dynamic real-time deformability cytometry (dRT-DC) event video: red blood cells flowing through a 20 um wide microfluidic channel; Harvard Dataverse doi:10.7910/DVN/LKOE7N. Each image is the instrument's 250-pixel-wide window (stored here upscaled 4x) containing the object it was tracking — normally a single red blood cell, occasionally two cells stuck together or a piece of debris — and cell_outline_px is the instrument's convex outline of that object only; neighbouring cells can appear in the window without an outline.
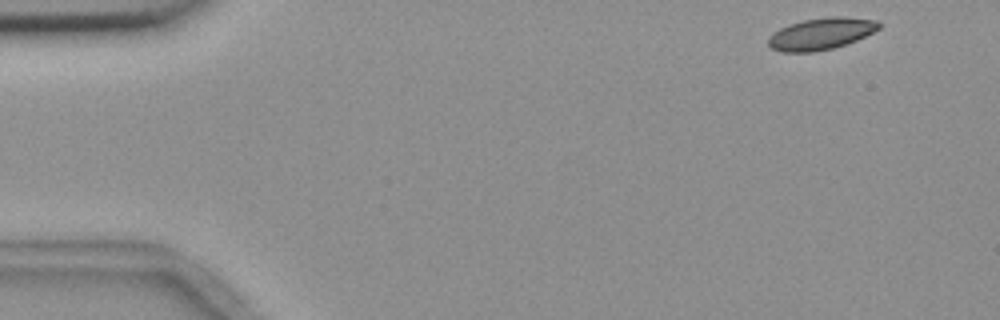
{"species": "common noctule bat (a hibernating species)", "species_latin": "Nyctalus noctula", "temperature_condition": "room temperature", "stored_images_in_passage": 4, "camera_frame_rate_fps": 3000, "um_per_image_px": 0.085, "animal": {"sex": "female", "body_mass_g": 18.4}, "frame": {"image": 1, "passage_image": 1, "time_ms": 0.0, "image_size_px": [1000, 320], "cell_outline_px": [[880, 28], [856, 40], [832, 48], [812, 52], [780, 52], [772, 48], [768, 44], [768, 36], [772, 32], [788, 24], [804, 20], [828, 16], [844, 16], [876, 20], [880, 24]], "centroid_in_image_um": [69.74, 2.86], "position_along_channel_um": 15.3, "area_um2": 20.46}}
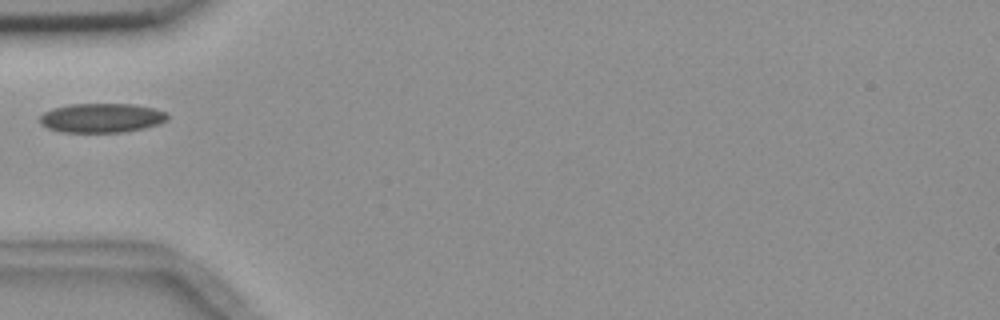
{"frame": {"image": 2, "passage_image": 4, "time_ms": 4.667, "image_size_px": [1000, 320], "cell_outline_px": [[168, 120], [160, 124], [144, 128], [120, 132], [60, 132], [48, 128], [40, 124], [40, 116], [44, 112], [52, 108], [72, 104], [132, 104], [152, 108], [168, 112]], "centroid_in_image_um": [8.64, 10.02], "position_along_channel_um": 76.4, "area_um2": 21.85}}